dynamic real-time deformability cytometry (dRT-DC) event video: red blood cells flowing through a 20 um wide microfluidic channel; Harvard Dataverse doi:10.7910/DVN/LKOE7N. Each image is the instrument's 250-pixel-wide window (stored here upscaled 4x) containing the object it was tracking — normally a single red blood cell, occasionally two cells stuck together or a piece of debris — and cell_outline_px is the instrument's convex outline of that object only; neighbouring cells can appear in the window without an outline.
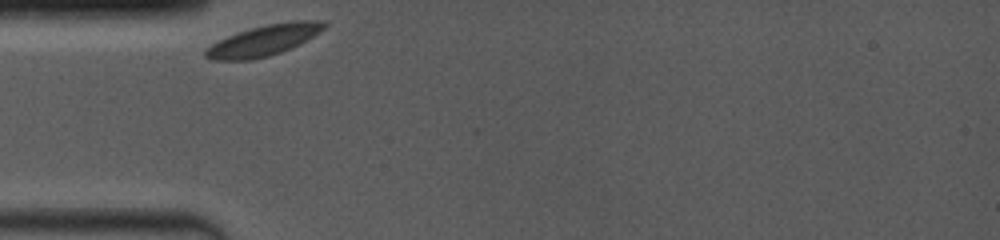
{"species": "common noctule bat (a hibernating species)", "species_latin": "Nyctalus noctula", "temperature_condition": "room temperature", "stored_images_in_passage": 50, "camera_frame_rate_fps": 4000, "um_per_image_px": 0.085, "animal": {"sex": "female", "body_mass_g": 19.0, "forearm_length_mm": 53.3}, "frame": {"image": 1, "passage_image": 1, "time_ms": 0.0, "image_size_px": [1000, 240], "cell_outline_px": [[328, 24], [320, 32], [292, 48], [268, 56], [252, 60], [212, 60], [204, 56], [204, 48], [228, 36], [252, 28], [268, 24], [292, 20], [324, 20]], "centroid_in_image_um": [22.44, 3.43], "position_along_channel_um": 62.6, "area_um2": 21.21}}
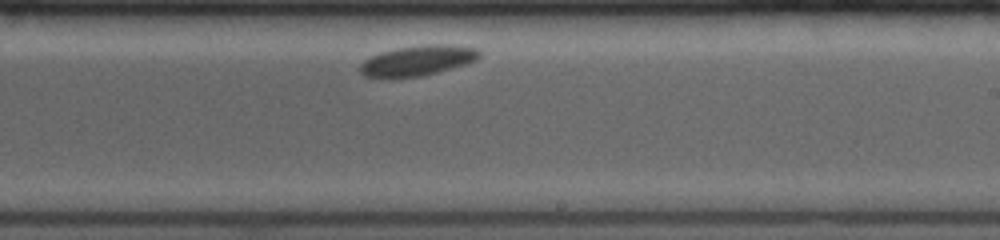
{"frame": {"image": 2, "passage_image": 29, "time_ms": 5.5, "image_size_px": [1000, 240], "cell_outline_px": [[480, 56], [476, 60], [464, 64], [436, 72], [420, 76], [392, 80], [364, 76], [360, 72], [360, 64], [364, 60], [380, 52], [396, 48], [424, 44], [448, 44], [476, 48], [480, 52]], "centroid_in_image_um": [35.43, 5.17], "position_along_channel_um": 253.6, "area_um2": 21.33}}
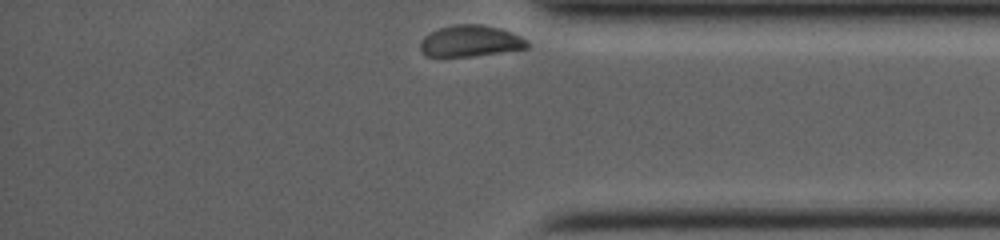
{"frame": {"image": 3, "passage_image": 50, "time_ms": 9.5, "image_size_px": [1000, 240], "cell_outline_px": [[528, 48], [472, 56], [424, 56], [420, 48], [420, 40], [424, 36], [440, 28], [452, 24], [480, 24], [512, 32], [528, 40]], "centroid_in_image_um": [39.96, 3.49], "position_along_channel_um": 395.2, "area_um2": 19.42}}